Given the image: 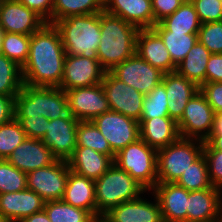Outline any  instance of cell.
I'll use <instances>...</instances> for the list:
<instances>
[{
  "mask_svg": "<svg viewBox=\"0 0 222 222\" xmlns=\"http://www.w3.org/2000/svg\"><path fill=\"white\" fill-rule=\"evenodd\" d=\"M44 210L51 222H92L95 217L63 200L45 202Z\"/></svg>",
  "mask_w": 222,
  "mask_h": 222,
  "instance_id": "obj_33",
  "label": "cell"
},
{
  "mask_svg": "<svg viewBox=\"0 0 222 222\" xmlns=\"http://www.w3.org/2000/svg\"><path fill=\"white\" fill-rule=\"evenodd\" d=\"M0 222H14V221L0 214Z\"/></svg>",
  "mask_w": 222,
  "mask_h": 222,
  "instance_id": "obj_53",
  "label": "cell"
},
{
  "mask_svg": "<svg viewBox=\"0 0 222 222\" xmlns=\"http://www.w3.org/2000/svg\"><path fill=\"white\" fill-rule=\"evenodd\" d=\"M104 0H53L52 24L70 16L102 12Z\"/></svg>",
  "mask_w": 222,
  "mask_h": 222,
  "instance_id": "obj_31",
  "label": "cell"
},
{
  "mask_svg": "<svg viewBox=\"0 0 222 222\" xmlns=\"http://www.w3.org/2000/svg\"><path fill=\"white\" fill-rule=\"evenodd\" d=\"M207 160L210 182L213 187L222 189V151L203 150Z\"/></svg>",
  "mask_w": 222,
  "mask_h": 222,
  "instance_id": "obj_43",
  "label": "cell"
},
{
  "mask_svg": "<svg viewBox=\"0 0 222 222\" xmlns=\"http://www.w3.org/2000/svg\"><path fill=\"white\" fill-rule=\"evenodd\" d=\"M78 120L70 113L58 119H50L47 132L41 139L57 160L68 161L77 146Z\"/></svg>",
  "mask_w": 222,
  "mask_h": 222,
  "instance_id": "obj_14",
  "label": "cell"
},
{
  "mask_svg": "<svg viewBox=\"0 0 222 222\" xmlns=\"http://www.w3.org/2000/svg\"><path fill=\"white\" fill-rule=\"evenodd\" d=\"M106 70L96 59L66 55L60 89L71 90L101 83Z\"/></svg>",
  "mask_w": 222,
  "mask_h": 222,
  "instance_id": "obj_15",
  "label": "cell"
},
{
  "mask_svg": "<svg viewBox=\"0 0 222 222\" xmlns=\"http://www.w3.org/2000/svg\"><path fill=\"white\" fill-rule=\"evenodd\" d=\"M21 124L26 137L42 139L47 132L49 119L43 115L37 117H15Z\"/></svg>",
  "mask_w": 222,
  "mask_h": 222,
  "instance_id": "obj_42",
  "label": "cell"
},
{
  "mask_svg": "<svg viewBox=\"0 0 222 222\" xmlns=\"http://www.w3.org/2000/svg\"><path fill=\"white\" fill-rule=\"evenodd\" d=\"M162 83L167 93L169 117L178 122L187 103L199 91V87L176 71L164 73Z\"/></svg>",
  "mask_w": 222,
  "mask_h": 222,
  "instance_id": "obj_24",
  "label": "cell"
},
{
  "mask_svg": "<svg viewBox=\"0 0 222 222\" xmlns=\"http://www.w3.org/2000/svg\"><path fill=\"white\" fill-rule=\"evenodd\" d=\"M23 85L22 67L0 53V94L16 97Z\"/></svg>",
  "mask_w": 222,
  "mask_h": 222,
  "instance_id": "obj_34",
  "label": "cell"
},
{
  "mask_svg": "<svg viewBox=\"0 0 222 222\" xmlns=\"http://www.w3.org/2000/svg\"><path fill=\"white\" fill-rule=\"evenodd\" d=\"M26 134L19 121L14 117L11 121L0 125V159L7 160L14 149L25 139Z\"/></svg>",
  "mask_w": 222,
  "mask_h": 222,
  "instance_id": "obj_37",
  "label": "cell"
},
{
  "mask_svg": "<svg viewBox=\"0 0 222 222\" xmlns=\"http://www.w3.org/2000/svg\"><path fill=\"white\" fill-rule=\"evenodd\" d=\"M67 162L70 170L93 181L100 178L114 164L110 156L87 147H76Z\"/></svg>",
  "mask_w": 222,
  "mask_h": 222,
  "instance_id": "obj_26",
  "label": "cell"
},
{
  "mask_svg": "<svg viewBox=\"0 0 222 222\" xmlns=\"http://www.w3.org/2000/svg\"><path fill=\"white\" fill-rule=\"evenodd\" d=\"M66 52L59 30L46 23L31 34L29 55L22 67L25 85L59 87L63 77Z\"/></svg>",
  "mask_w": 222,
  "mask_h": 222,
  "instance_id": "obj_1",
  "label": "cell"
},
{
  "mask_svg": "<svg viewBox=\"0 0 222 222\" xmlns=\"http://www.w3.org/2000/svg\"><path fill=\"white\" fill-rule=\"evenodd\" d=\"M69 113L78 121H92L110 110L101 83L66 90Z\"/></svg>",
  "mask_w": 222,
  "mask_h": 222,
  "instance_id": "obj_11",
  "label": "cell"
},
{
  "mask_svg": "<svg viewBox=\"0 0 222 222\" xmlns=\"http://www.w3.org/2000/svg\"><path fill=\"white\" fill-rule=\"evenodd\" d=\"M114 164L127 172L145 190H152L158 183L157 150L142 139L127 145L115 156Z\"/></svg>",
  "mask_w": 222,
  "mask_h": 222,
  "instance_id": "obj_7",
  "label": "cell"
},
{
  "mask_svg": "<svg viewBox=\"0 0 222 222\" xmlns=\"http://www.w3.org/2000/svg\"><path fill=\"white\" fill-rule=\"evenodd\" d=\"M101 84L109 102L110 110L137 121L140 120L145 99L143 93L120 81L110 71H106Z\"/></svg>",
  "mask_w": 222,
  "mask_h": 222,
  "instance_id": "obj_12",
  "label": "cell"
},
{
  "mask_svg": "<svg viewBox=\"0 0 222 222\" xmlns=\"http://www.w3.org/2000/svg\"><path fill=\"white\" fill-rule=\"evenodd\" d=\"M21 222H51L45 210L25 217Z\"/></svg>",
  "mask_w": 222,
  "mask_h": 222,
  "instance_id": "obj_50",
  "label": "cell"
},
{
  "mask_svg": "<svg viewBox=\"0 0 222 222\" xmlns=\"http://www.w3.org/2000/svg\"><path fill=\"white\" fill-rule=\"evenodd\" d=\"M15 98L0 94V125L11 121L15 117Z\"/></svg>",
  "mask_w": 222,
  "mask_h": 222,
  "instance_id": "obj_48",
  "label": "cell"
},
{
  "mask_svg": "<svg viewBox=\"0 0 222 222\" xmlns=\"http://www.w3.org/2000/svg\"><path fill=\"white\" fill-rule=\"evenodd\" d=\"M151 203L141 197L111 208L103 217L108 222H163L159 202Z\"/></svg>",
  "mask_w": 222,
  "mask_h": 222,
  "instance_id": "obj_22",
  "label": "cell"
},
{
  "mask_svg": "<svg viewBox=\"0 0 222 222\" xmlns=\"http://www.w3.org/2000/svg\"><path fill=\"white\" fill-rule=\"evenodd\" d=\"M135 53L163 73L176 70V65L172 62L163 40L153 29H139L136 35Z\"/></svg>",
  "mask_w": 222,
  "mask_h": 222,
  "instance_id": "obj_20",
  "label": "cell"
},
{
  "mask_svg": "<svg viewBox=\"0 0 222 222\" xmlns=\"http://www.w3.org/2000/svg\"><path fill=\"white\" fill-rule=\"evenodd\" d=\"M15 117L58 119L69 114L66 93L59 87L23 85L15 98Z\"/></svg>",
  "mask_w": 222,
  "mask_h": 222,
  "instance_id": "obj_4",
  "label": "cell"
},
{
  "mask_svg": "<svg viewBox=\"0 0 222 222\" xmlns=\"http://www.w3.org/2000/svg\"><path fill=\"white\" fill-rule=\"evenodd\" d=\"M104 11L122 18L138 29H152V0H104Z\"/></svg>",
  "mask_w": 222,
  "mask_h": 222,
  "instance_id": "obj_21",
  "label": "cell"
},
{
  "mask_svg": "<svg viewBox=\"0 0 222 222\" xmlns=\"http://www.w3.org/2000/svg\"><path fill=\"white\" fill-rule=\"evenodd\" d=\"M203 145V141L180 137L174 143L157 150L158 183H176L203 154Z\"/></svg>",
  "mask_w": 222,
  "mask_h": 222,
  "instance_id": "obj_6",
  "label": "cell"
},
{
  "mask_svg": "<svg viewBox=\"0 0 222 222\" xmlns=\"http://www.w3.org/2000/svg\"><path fill=\"white\" fill-rule=\"evenodd\" d=\"M152 190L163 222H187L188 190L177 183H157Z\"/></svg>",
  "mask_w": 222,
  "mask_h": 222,
  "instance_id": "obj_17",
  "label": "cell"
},
{
  "mask_svg": "<svg viewBox=\"0 0 222 222\" xmlns=\"http://www.w3.org/2000/svg\"><path fill=\"white\" fill-rule=\"evenodd\" d=\"M163 40L172 62L177 66L198 41V34H184L166 31L159 23L152 28Z\"/></svg>",
  "mask_w": 222,
  "mask_h": 222,
  "instance_id": "obj_30",
  "label": "cell"
},
{
  "mask_svg": "<svg viewBox=\"0 0 222 222\" xmlns=\"http://www.w3.org/2000/svg\"><path fill=\"white\" fill-rule=\"evenodd\" d=\"M139 29L122 18L100 12V42L98 61L106 71L132 57L136 50V35Z\"/></svg>",
  "mask_w": 222,
  "mask_h": 222,
  "instance_id": "obj_2",
  "label": "cell"
},
{
  "mask_svg": "<svg viewBox=\"0 0 222 222\" xmlns=\"http://www.w3.org/2000/svg\"><path fill=\"white\" fill-rule=\"evenodd\" d=\"M62 200L74 207L89 211L96 218L93 180L70 170Z\"/></svg>",
  "mask_w": 222,
  "mask_h": 222,
  "instance_id": "obj_27",
  "label": "cell"
},
{
  "mask_svg": "<svg viewBox=\"0 0 222 222\" xmlns=\"http://www.w3.org/2000/svg\"><path fill=\"white\" fill-rule=\"evenodd\" d=\"M59 30L66 55L83 56L98 60L100 12L70 16L54 23Z\"/></svg>",
  "mask_w": 222,
  "mask_h": 222,
  "instance_id": "obj_3",
  "label": "cell"
},
{
  "mask_svg": "<svg viewBox=\"0 0 222 222\" xmlns=\"http://www.w3.org/2000/svg\"><path fill=\"white\" fill-rule=\"evenodd\" d=\"M110 72L144 95L160 84L164 75L160 69L153 67L136 53L116 65Z\"/></svg>",
  "mask_w": 222,
  "mask_h": 222,
  "instance_id": "obj_13",
  "label": "cell"
},
{
  "mask_svg": "<svg viewBox=\"0 0 222 222\" xmlns=\"http://www.w3.org/2000/svg\"><path fill=\"white\" fill-rule=\"evenodd\" d=\"M203 150L222 151V134H210L209 138L204 142Z\"/></svg>",
  "mask_w": 222,
  "mask_h": 222,
  "instance_id": "obj_49",
  "label": "cell"
},
{
  "mask_svg": "<svg viewBox=\"0 0 222 222\" xmlns=\"http://www.w3.org/2000/svg\"><path fill=\"white\" fill-rule=\"evenodd\" d=\"M76 147L91 148L97 152L110 156L113 160L116 156L111 150L108 141L92 121L78 122Z\"/></svg>",
  "mask_w": 222,
  "mask_h": 222,
  "instance_id": "obj_32",
  "label": "cell"
},
{
  "mask_svg": "<svg viewBox=\"0 0 222 222\" xmlns=\"http://www.w3.org/2000/svg\"><path fill=\"white\" fill-rule=\"evenodd\" d=\"M92 222H108L103 216L95 218Z\"/></svg>",
  "mask_w": 222,
  "mask_h": 222,
  "instance_id": "obj_54",
  "label": "cell"
},
{
  "mask_svg": "<svg viewBox=\"0 0 222 222\" xmlns=\"http://www.w3.org/2000/svg\"><path fill=\"white\" fill-rule=\"evenodd\" d=\"M215 112L198 91L187 103L182 118L177 122L181 138L205 142L212 131Z\"/></svg>",
  "mask_w": 222,
  "mask_h": 222,
  "instance_id": "obj_8",
  "label": "cell"
},
{
  "mask_svg": "<svg viewBox=\"0 0 222 222\" xmlns=\"http://www.w3.org/2000/svg\"><path fill=\"white\" fill-rule=\"evenodd\" d=\"M46 23L19 0H3L0 4V26L5 32L31 35Z\"/></svg>",
  "mask_w": 222,
  "mask_h": 222,
  "instance_id": "obj_16",
  "label": "cell"
},
{
  "mask_svg": "<svg viewBox=\"0 0 222 222\" xmlns=\"http://www.w3.org/2000/svg\"><path fill=\"white\" fill-rule=\"evenodd\" d=\"M31 35L6 32L2 41L1 54L23 67L29 55Z\"/></svg>",
  "mask_w": 222,
  "mask_h": 222,
  "instance_id": "obj_36",
  "label": "cell"
},
{
  "mask_svg": "<svg viewBox=\"0 0 222 222\" xmlns=\"http://www.w3.org/2000/svg\"><path fill=\"white\" fill-rule=\"evenodd\" d=\"M182 3L189 2L190 0H180Z\"/></svg>",
  "mask_w": 222,
  "mask_h": 222,
  "instance_id": "obj_55",
  "label": "cell"
},
{
  "mask_svg": "<svg viewBox=\"0 0 222 222\" xmlns=\"http://www.w3.org/2000/svg\"><path fill=\"white\" fill-rule=\"evenodd\" d=\"M96 218L123 202L139 198L146 190L127 172L113 164L100 178L94 181Z\"/></svg>",
  "mask_w": 222,
  "mask_h": 222,
  "instance_id": "obj_5",
  "label": "cell"
},
{
  "mask_svg": "<svg viewBox=\"0 0 222 222\" xmlns=\"http://www.w3.org/2000/svg\"><path fill=\"white\" fill-rule=\"evenodd\" d=\"M222 82V54H212L206 66L205 83Z\"/></svg>",
  "mask_w": 222,
  "mask_h": 222,
  "instance_id": "obj_47",
  "label": "cell"
},
{
  "mask_svg": "<svg viewBox=\"0 0 222 222\" xmlns=\"http://www.w3.org/2000/svg\"><path fill=\"white\" fill-rule=\"evenodd\" d=\"M92 122L115 154L140 139L139 121L116 111L109 110L95 117Z\"/></svg>",
  "mask_w": 222,
  "mask_h": 222,
  "instance_id": "obj_10",
  "label": "cell"
},
{
  "mask_svg": "<svg viewBox=\"0 0 222 222\" xmlns=\"http://www.w3.org/2000/svg\"><path fill=\"white\" fill-rule=\"evenodd\" d=\"M45 201L28 188L12 193L0 194V214L14 222L44 210Z\"/></svg>",
  "mask_w": 222,
  "mask_h": 222,
  "instance_id": "obj_23",
  "label": "cell"
},
{
  "mask_svg": "<svg viewBox=\"0 0 222 222\" xmlns=\"http://www.w3.org/2000/svg\"><path fill=\"white\" fill-rule=\"evenodd\" d=\"M57 159L41 139L27 137L7 161L24 173L53 164Z\"/></svg>",
  "mask_w": 222,
  "mask_h": 222,
  "instance_id": "obj_18",
  "label": "cell"
},
{
  "mask_svg": "<svg viewBox=\"0 0 222 222\" xmlns=\"http://www.w3.org/2000/svg\"><path fill=\"white\" fill-rule=\"evenodd\" d=\"M198 40L212 54H222V21L201 24Z\"/></svg>",
  "mask_w": 222,
  "mask_h": 222,
  "instance_id": "obj_40",
  "label": "cell"
},
{
  "mask_svg": "<svg viewBox=\"0 0 222 222\" xmlns=\"http://www.w3.org/2000/svg\"><path fill=\"white\" fill-rule=\"evenodd\" d=\"M199 91L215 113L222 112V82L204 83L199 87Z\"/></svg>",
  "mask_w": 222,
  "mask_h": 222,
  "instance_id": "obj_44",
  "label": "cell"
},
{
  "mask_svg": "<svg viewBox=\"0 0 222 222\" xmlns=\"http://www.w3.org/2000/svg\"><path fill=\"white\" fill-rule=\"evenodd\" d=\"M210 134H222V112L215 113L213 127Z\"/></svg>",
  "mask_w": 222,
  "mask_h": 222,
  "instance_id": "obj_51",
  "label": "cell"
},
{
  "mask_svg": "<svg viewBox=\"0 0 222 222\" xmlns=\"http://www.w3.org/2000/svg\"><path fill=\"white\" fill-rule=\"evenodd\" d=\"M70 167L67 161L53 164L27 173V188L37 193L45 202L62 200Z\"/></svg>",
  "mask_w": 222,
  "mask_h": 222,
  "instance_id": "obj_9",
  "label": "cell"
},
{
  "mask_svg": "<svg viewBox=\"0 0 222 222\" xmlns=\"http://www.w3.org/2000/svg\"><path fill=\"white\" fill-rule=\"evenodd\" d=\"M5 31L3 30V28L0 26V53H1V47H2V41L5 35Z\"/></svg>",
  "mask_w": 222,
  "mask_h": 222,
  "instance_id": "obj_52",
  "label": "cell"
},
{
  "mask_svg": "<svg viewBox=\"0 0 222 222\" xmlns=\"http://www.w3.org/2000/svg\"><path fill=\"white\" fill-rule=\"evenodd\" d=\"M23 5L36 12L47 23L52 24L53 0H19Z\"/></svg>",
  "mask_w": 222,
  "mask_h": 222,
  "instance_id": "obj_46",
  "label": "cell"
},
{
  "mask_svg": "<svg viewBox=\"0 0 222 222\" xmlns=\"http://www.w3.org/2000/svg\"><path fill=\"white\" fill-rule=\"evenodd\" d=\"M140 139L148 146L160 150L180 138L178 124L170 117L139 120Z\"/></svg>",
  "mask_w": 222,
  "mask_h": 222,
  "instance_id": "obj_25",
  "label": "cell"
},
{
  "mask_svg": "<svg viewBox=\"0 0 222 222\" xmlns=\"http://www.w3.org/2000/svg\"><path fill=\"white\" fill-rule=\"evenodd\" d=\"M176 183L188 191H197L212 187L208 164L204 154L192 164V167H189L183 173Z\"/></svg>",
  "mask_w": 222,
  "mask_h": 222,
  "instance_id": "obj_35",
  "label": "cell"
},
{
  "mask_svg": "<svg viewBox=\"0 0 222 222\" xmlns=\"http://www.w3.org/2000/svg\"><path fill=\"white\" fill-rule=\"evenodd\" d=\"M27 188V173L15 168L7 160L0 159V194Z\"/></svg>",
  "mask_w": 222,
  "mask_h": 222,
  "instance_id": "obj_39",
  "label": "cell"
},
{
  "mask_svg": "<svg viewBox=\"0 0 222 222\" xmlns=\"http://www.w3.org/2000/svg\"><path fill=\"white\" fill-rule=\"evenodd\" d=\"M221 200V189L213 186L203 190L189 191L187 222H211L222 219Z\"/></svg>",
  "mask_w": 222,
  "mask_h": 222,
  "instance_id": "obj_19",
  "label": "cell"
},
{
  "mask_svg": "<svg viewBox=\"0 0 222 222\" xmlns=\"http://www.w3.org/2000/svg\"><path fill=\"white\" fill-rule=\"evenodd\" d=\"M168 99L164 84L161 82L145 95L140 119L169 117Z\"/></svg>",
  "mask_w": 222,
  "mask_h": 222,
  "instance_id": "obj_38",
  "label": "cell"
},
{
  "mask_svg": "<svg viewBox=\"0 0 222 222\" xmlns=\"http://www.w3.org/2000/svg\"><path fill=\"white\" fill-rule=\"evenodd\" d=\"M159 24L169 32L198 34L201 22L191 1L183 3L173 14L165 17Z\"/></svg>",
  "mask_w": 222,
  "mask_h": 222,
  "instance_id": "obj_29",
  "label": "cell"
},
{
  "mask_svg": "<svg viewBox=\"0 0 222 222\" xmlns=\"http://www.w3.org/2000/svg\"><path fill=\"white\" fill-rule=\"evenodd\" d=\"M182 4L180 0H152L154 25L173 14Z\"/></svg>",
  "mask_w": 222,
  "mask_h": 222,
  "instance_id": "obj_45",
  "label": "cell"
},
{
  "mask_svg": "<svg viewBox=\"0 0 222 222\" xmlns=\"http://www.w3.org/2000/svg\"><path fill=\"white\" fill-rule=\"evenodd\" d=\"M203 23L222 21V0H190Z\"/></svg>",
  "mask_w": 222,
  "mask_h": 222,
  "instance_id": "obj_41",
  "label": "cell"
},
{
  "mask_svg": "<svg viewBox=\"0 0 222 222\" xmlns=\"http://www.w3.org/2000/svg\"><path fill=\"white\" fill-rule=\"evenodd\" d=\"M212 53L198 40L186 57L176 66V72L198 87L205 83L206 66Z\"/></svg>",
  "mask_w": 222,
  "mask_h": 222,
  "instance_id": "obj_28",
  "label": "cell"
},
{
  "mask_svg": "<svg viewBox=\"0 0 222 222\" xmlns=\"http://www.w3.org/2000/svg\"><path fill=\"white\" fill-rule=\"evenodd\" d=\"M211 222H222V219H220V220H214V221H211Z\"/></svg>",
  "mask_w": 222,
  "mask_h": 222,
  "instance_id": "obj_56",
  "label": "cell"
}]
</instances>
